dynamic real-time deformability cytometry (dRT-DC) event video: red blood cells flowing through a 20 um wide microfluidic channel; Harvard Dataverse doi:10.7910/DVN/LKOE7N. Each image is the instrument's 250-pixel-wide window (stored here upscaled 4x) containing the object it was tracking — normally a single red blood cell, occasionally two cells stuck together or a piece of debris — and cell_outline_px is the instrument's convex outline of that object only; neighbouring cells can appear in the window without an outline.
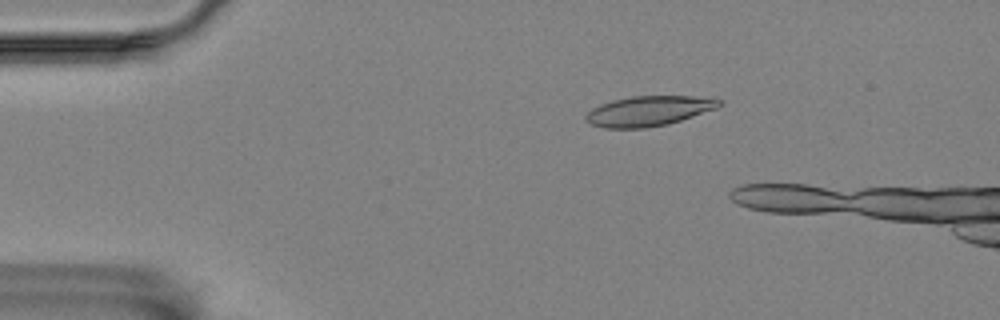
{"species": "Egyptian fruit bat (a non-hibernating species)", "species_latin": "Rousettus aegyptiacus", "temperature_condition": "room temperature", "stored_images_in_passage": 16, "camera_frame_rate_fps": 3000, "um_per_image_px": 0.085, "animal": {"sex": "female"}, "frame": {"image": 1, "passage_image": 10, "time_ms": 3.0, "image_size_px": [1000, 320], "cell_outline_px": [[724, 104], [716, 108], [668, 124], [648, 128], [604, 128], [592, 124], [584, 116], [592, 108], [600, 104], [612, 100], [632, 96], [692, 96], [724, 100]], "centroid_in_image_um": [55.14, 9.43], "position_along_channel_um": 29.9, "area_um2": 23.24}}